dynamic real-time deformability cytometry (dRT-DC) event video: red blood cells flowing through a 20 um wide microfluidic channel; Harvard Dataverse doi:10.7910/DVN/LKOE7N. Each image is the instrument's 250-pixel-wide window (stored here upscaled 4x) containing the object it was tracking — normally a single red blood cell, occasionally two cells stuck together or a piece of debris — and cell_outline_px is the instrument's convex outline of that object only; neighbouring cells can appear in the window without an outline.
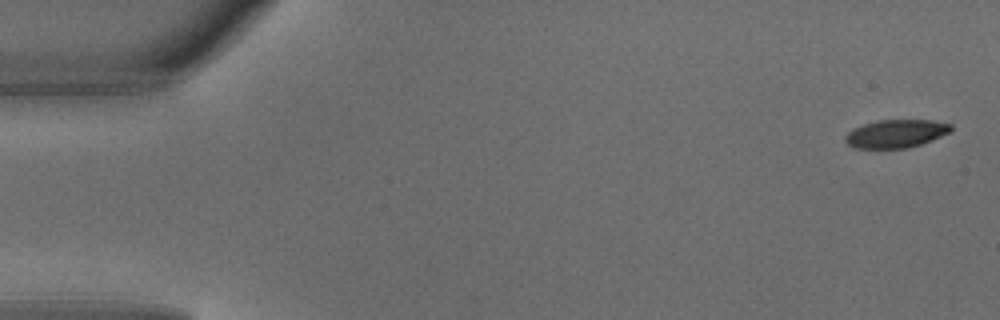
{"species": "common noctule bat (a hibernating species)", "species_latin": "Nyctalus noctula", "temperature_condition": "warm", "stored_images_in_passage": 4, "camera_frame_rate_fps": 3000, "um_per_image_px": 0.085, "animal": {"sex": "male", "body_mass_g": 18.8}, "frame": {"image": 1, "passage_image": 1, "time_ms": 0.0, "image_size_px": [1000, 320], "cell_outline_px": [[952, 132], [932, 140], [908, 148], [852, 148], [844, 140], [844, 136], [852, 128], [864, 124], [880, 120], [932, 120], [952, 124]], "centroid_in_image_um": [76.16, 11.36], "position_along_channel_um": 8.8, "area_um2": 17.46}}
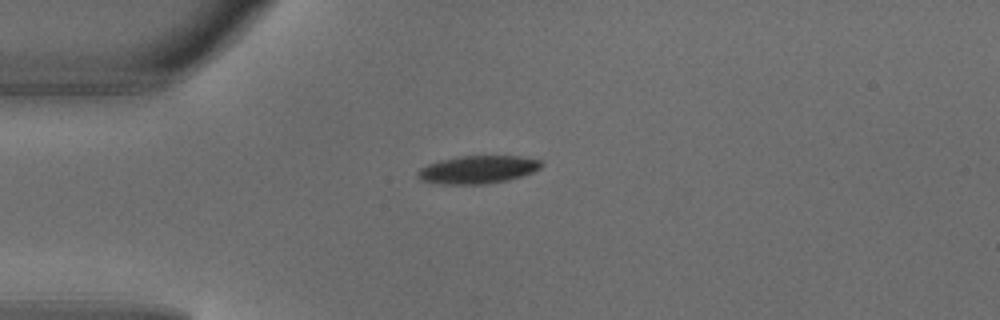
{"frame": {"image": 2, "passage_image": 4, "time_ms": 1.0, "image_size_px": [1000, 320], "cell_outline_px": [[544, 164], [540, 168], [532, 172], [508, 180], [484, 184], [440, 184], [420, 180], [416, 176], [416, 172], [420, 168], [428, 164], [440, 160], [456, 156], [520, 156], [540, 160]], "centroid_in_image_um": [40.58, 14.41], "position_along_channel_um": 44.4, "area_um2": 20.17}}